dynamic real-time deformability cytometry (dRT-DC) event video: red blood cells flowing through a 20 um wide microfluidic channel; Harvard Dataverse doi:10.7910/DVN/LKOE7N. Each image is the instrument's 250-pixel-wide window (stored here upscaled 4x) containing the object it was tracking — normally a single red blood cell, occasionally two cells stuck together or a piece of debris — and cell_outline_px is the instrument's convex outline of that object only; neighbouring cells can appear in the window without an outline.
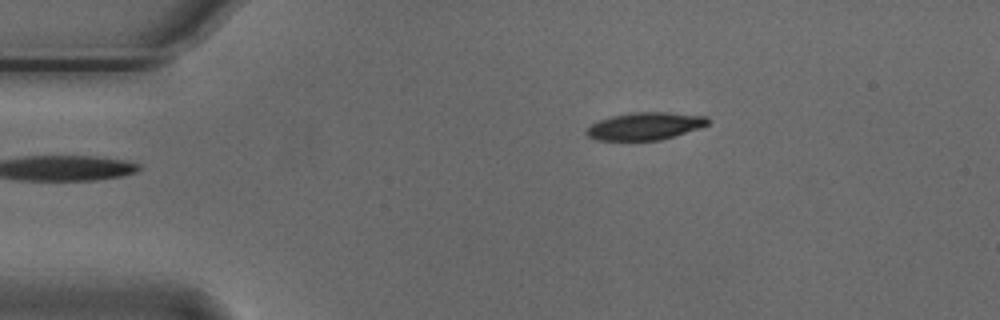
{"species": "Egyptian fruit bat (a non-hibernating species)", "species_latin": "Rousettus aegyptiacus", "temperature_condition": "cold", "stored_images_in_passage": 39, "camera_frame_rate_fps": 3000, "um_per_image_px": 0.085, "animal": {"sex": "male"}, "frame": {"image": 1, "passage_image": 1, "time_ms": 0.0, "image_size_px": [1000, 320], "cell_outline_px": [[712, 120], [708, 124], [660, 140], [596, 140], [588, 136], [584, 132], [592, 124], [600, 120], [612, 116], [632, 112], [668, 112], [708, 116]], "centroid_in_image_um": [54.82, 10.71], "position_along_channel_um": 30.2, "area_um2": 19.25}}
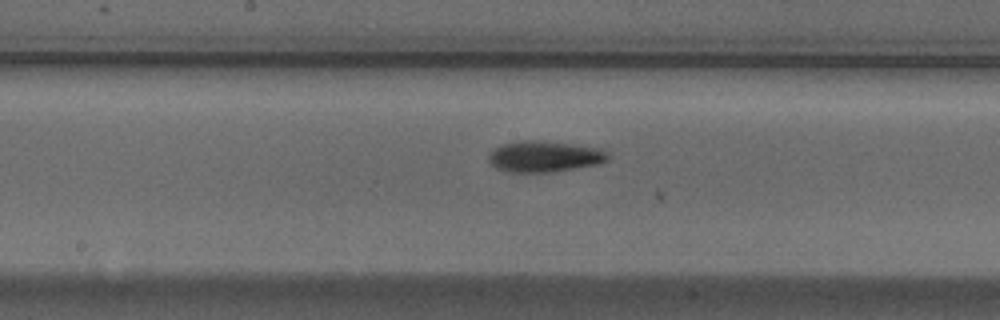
{"frame": {"image": 2, "passage_image": 19, "time_ms": 6.0, "image_size_px": [1000, 320], "cell_outline_px": [[608, 160], [596, 164], [556, 172], [504, 172], [496, 168], [488, 160], [488, 152], [500, 144], [520, 140], [536, 140], [572, 144], [600, 148], [608, 152]], "centroid_in_image_um": [46.22, 13.3], "position_along_channel_um": 202.0, "area_um2": 21.85}}
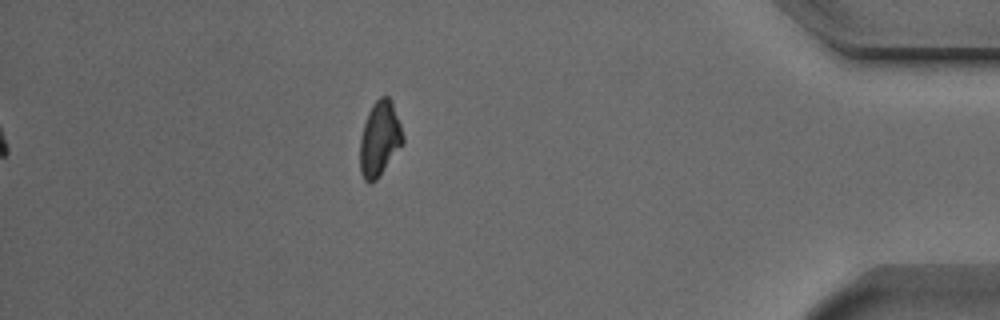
{"frame": {"image": 3, "passage_image": 39, "time_ms": 12.667, "image_size_px": [1000, 320], "cell_outline_px": [[404, 144], [380, 176], [372, 184], [368, 184], [364, 180], [360, 172], [360, 140], [364, 124], [368, 112], [372, 104], [380, 96], [388, 96], [392, 100], [404, 136]], "centroid_in_image_um": [32.28, 11.83], "position_along_channel_um": 402.9, "area_um2": 19.07}, "authors_computed_cell_mechanics": {"area_um2": 20.0566, "velocity_mm_per_s": 3.7184, "shape_relaxation_time_tau1_ms": 2.3418, "shape_relaxation_time_tau2_ms": null, "deformation_change_tau1": 0.1238, "deformation_change_tau2": null}}